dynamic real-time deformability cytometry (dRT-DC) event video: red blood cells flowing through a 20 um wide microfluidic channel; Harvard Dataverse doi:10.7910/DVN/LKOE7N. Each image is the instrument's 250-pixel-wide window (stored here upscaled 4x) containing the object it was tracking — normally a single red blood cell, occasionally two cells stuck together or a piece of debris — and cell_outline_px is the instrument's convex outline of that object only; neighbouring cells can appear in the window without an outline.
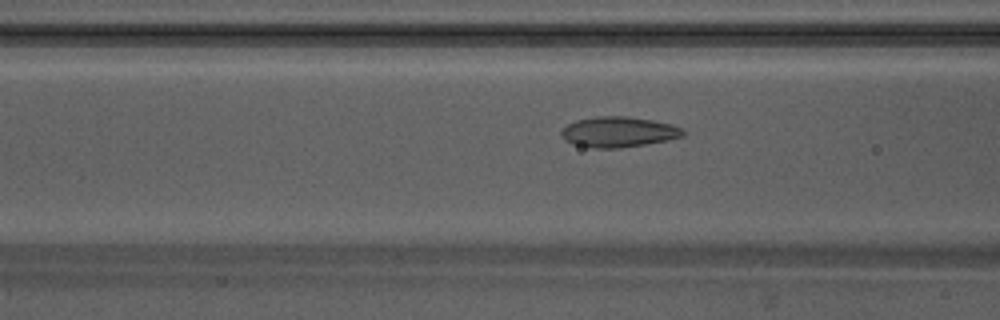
{"species": "Egyptian fruit bat (a non-hibernating species)", "species_latin": "Rousettus aegyptiacus", "temperature_condition": "warm", "stored_images_in_passage": 54, "camera_frame_rate_fps": 3000, "um_per_image_px": 0.085, "animal": {"sex": "male"}, "frame": {"image": 1, "passage_image": 20, "time_ms": 6.333, "image_size_px": [1000, 320], "cell_outline_px": [[684, 136], [668, 140], [620, 148], [592, 148], [572, 144], [564, 140], [560, 136], [560, 132], [568, 124], [576, 120], [596, 116], [628, 116], [652, 120], [672, 124], [684, 128]], "centroid_in_image_um": [52.56, 11.21], "position_along_channel_um": 114.0, "area_um2": 21.79}}
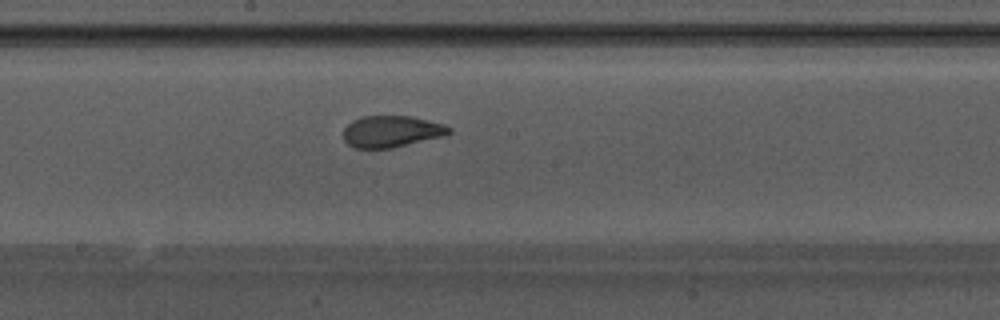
{"frame": {"image": 2, "passage_image": 28, "time_ms": 9.0, "image_size_px": [1000, 320], "cell_outline_px": [[452, 132], [448, 136], [392, 148], [356, 148], [348, 144], [344, 140], [344, 128], [352, 120], [360, 116], [412, 116], [444, 124], [452, 128]], "centroid_in_image_um": [33.33, 11.17], "position_along_channel_um": 214.9, "area_um2": 19.77}}
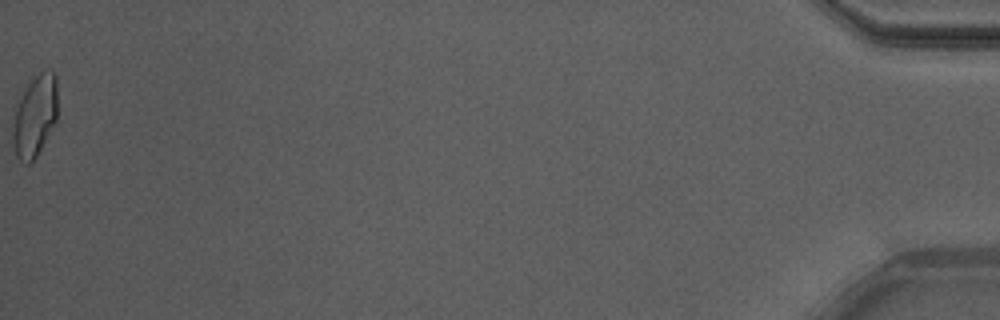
{"frame": {"image": 3, "passage_image": 54, "time_ms": 17.667, "image_size_px": [1000, 320], "cell_outline_px": [[56, 120], [36, 156], [28, 164], [20, 160], [16, 156], [12, 144], [12, 128], [16, 108], [20, 96], [28, 84], [40, 72], [48, 68], [56, 76]], "centroid_in_image_um": [2.94, 9.85], "position_along_channel_um": 432.3, "area_um2": 20.92}, "authors_computed_cell_mechanics": {"area_um2": 20.4323, "velocity_mm_per_s": 3.7883, "shape_relaxation_time_tau1_ms": null, "shape_relaxation_time_tau2_ms": 1.1368, "deformation_change_tau1": null, "deformation_change_tau2": 0.0766}}